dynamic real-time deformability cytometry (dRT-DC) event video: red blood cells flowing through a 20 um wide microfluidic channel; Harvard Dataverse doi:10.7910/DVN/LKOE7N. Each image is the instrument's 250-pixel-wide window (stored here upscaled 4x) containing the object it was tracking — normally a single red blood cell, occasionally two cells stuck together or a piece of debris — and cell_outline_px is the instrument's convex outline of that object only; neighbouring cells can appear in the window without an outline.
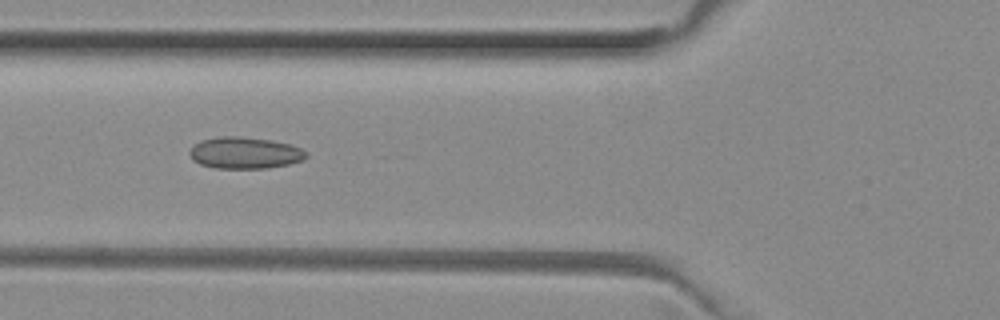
{"species": "common noctule bat (a hibernating species)", "species_latin": "Nyctalus noctula", "temperature_condition": "room temperature", "stored_images_in_passage": 36, "camera_frame_rate_fps": 3000, "um_per_image_px": 0.085, "animal": {"sex": "female", "body_mass_g": 29.2, "forearm_length_mm": 56.3}, "frame": {"image": 1, "passage_image": 6, "time_ms": 1.667, "image_size_px": [1000, 320], "cell_outline_px": [[308, 156], [304, 160], [288, 164], [264, 168], [216, 168], [200, 164], [192, 160], [188, 152], [196, 144], [204, 140], [224, 136], [236, 136], [268, 140], [288, 144], [300, 148], [308, 152]], "centroid_in_image_um": [20.82, 13.01], "position_along_channel_um": 105.0, "area_um2": 21.15}}
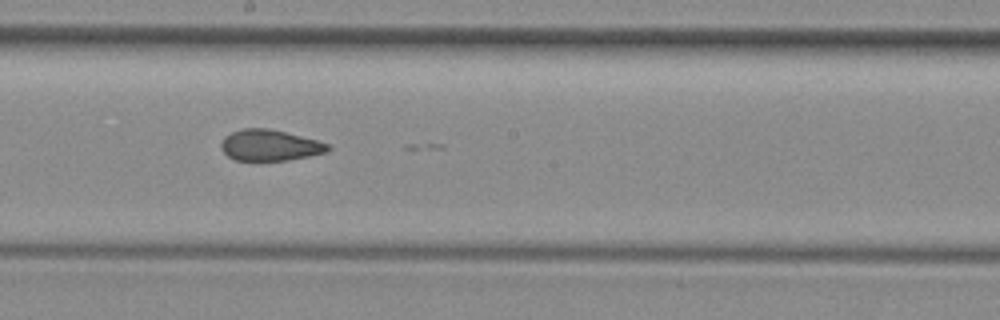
{"frame": {"image": 2, "passage_image": 15, "time_ms": 4.667, "image_size_px": [1000, 320], "cell_outline_px": [[332, 148], [328, 152], [288, 160], [236, 160], [228, 156], [220, 148], [220, 144], [224, 136], [232, 132], [244, 128], [268, 128], [316, 140], [328, 144]], "centroid_in_image_um": [22.92, 12.35], "position_along_channel_um": 225.3, "area_um2": 19.19}}
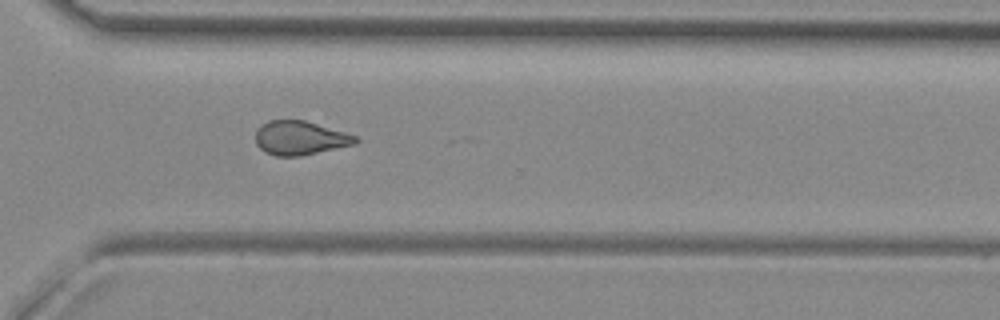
{"frame": {"image": 3, "passage_image": 24, "time_ms": 7.667, "image_size_px": [1000, 320], "cell_outline_px": [[360, 140], [356, 144], [300, 156], [276, 156], [264, 152], [256, 144], [256, 128], [260, 124], [268, 120], [304, 120], [344, 132], [356, 136]], "centroid_in_image_um": [25.47, 11.73], "position_along_channel_um": 345.1, "area_um2": 19.83}}